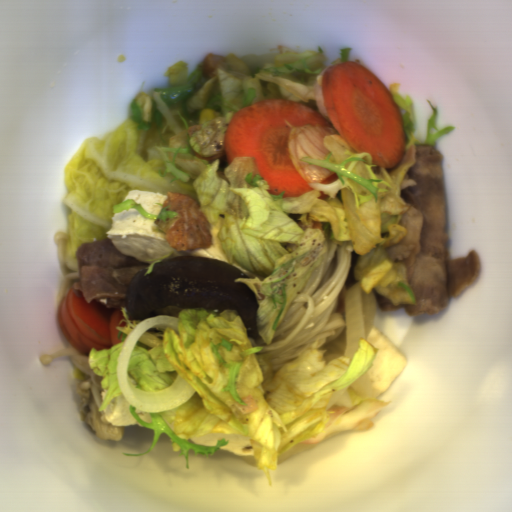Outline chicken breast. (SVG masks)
I'll return each mask as SVG.
<instances>
[{
  "instance_id": "obj_1",
  "label": "chicken breast",
  "mask_w": 512,
  "mask_h": 512,
  "mask_svg": "<svg viewBox=\"0 0 512 512\" xmlns=\"http://www.w3.org/2000/svg\"><path fill=\"white\" fill-rule=\"evenodd\" d=\"M164 206H170L167 211L177 212L176 217H169L166 223L161 218L154 222L164 233L169 246L176 251H187L212 245V236L207 227L209 222L201 213L196 199L188 194L168 192L162 208Z\"/></svg>"
},
{
  "instance_id": "obj_2",
  "label": "chicken breast",
  "mask_w": 512,
  "mask_h": 512,
  "mask_svg": "<svg viewBox=\"0 0 512 512\" xmlns=\"http://www.w3.org/2000/svg\"><path fill=\"white\" fill-rule=\"evenodd\" d=\"M226 57L218 54H207L203 58L202 73L204 77H211L215 75V70L218 66L226 62Z\"/></svg>"
},
{
  "instance_id": "obj_3",
  "label": "chicken breast",
  "mask_w": 512,
  "mask_h": 512,
  "mask_svg": "<svg viewBox=\"0 0 512 512\" xmlns=\"http://www.w3.org/2000/svg\"><path fill=\"white\" fill-rule=\"evenodd\" d=\"M193 152H194L196 157H198L201 160H207L208 162L211 161V160H214V159H219L224 154H226L225 149H223L221 151H218L214 156H201L196 151L193 150Z\"/></svg>"
},
{
  "instance_id": "obj_4",
  "label": "chicken breast",
  "mask_w": 512,
  "mask_h": 512,
  "mask_svg": "<svg viewBox=\"0 0 512 512\" xmlns=\"http://www.w3.org/2000/svg\"><path fill=\"white\" fill-rule=\"evenodd\" d=\"M202 127V123L201 124H196V125H193V126H189L188 129H187V135H188V138H191L192 135L198 131L199 129H201Z\"/></svg>"
}]
</instances>
